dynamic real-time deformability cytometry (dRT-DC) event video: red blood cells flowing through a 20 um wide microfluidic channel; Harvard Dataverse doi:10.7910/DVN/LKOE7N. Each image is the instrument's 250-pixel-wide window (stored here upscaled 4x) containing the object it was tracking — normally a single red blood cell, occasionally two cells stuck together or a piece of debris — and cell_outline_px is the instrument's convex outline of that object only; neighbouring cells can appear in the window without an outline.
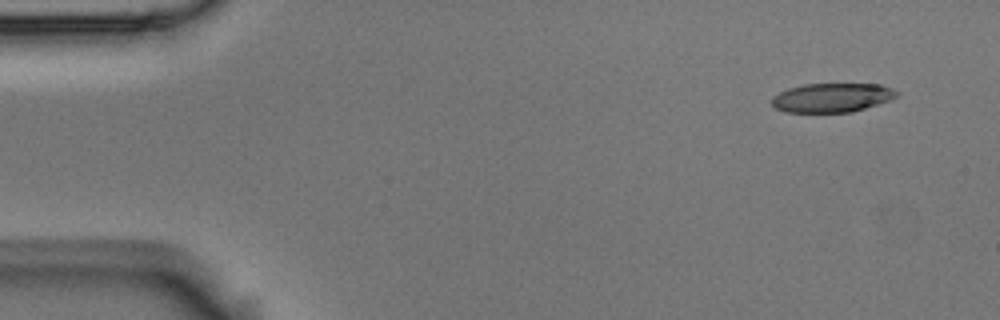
{"species": "Egyptian fruit bat (a non-hibernating species)", "species_latin": "Rousettus aegyptiacus", "temperature_condition": "room temperature", "stored_images_in_passage": 9, "camera_frame_rate_fps": 3000, "um_per_image_px": 0.085, "animal": {"sex": "male"}, "frame": {"image": 1, "passage_image": 1, "time_ms": 0.0, "image_size_px": [1000, 320], "cell_outline_px": [[900, 96], [852, 112], [784, 112], [776, 108], [772, 104], [772, 96], [788, 88], [804, 84], [880, 84], [892, 88], [900, 92]], "centroid_in_image_um": [70.73, 8.29], "position_along_channel_um": 14.3, "area_um2": 21.15}}
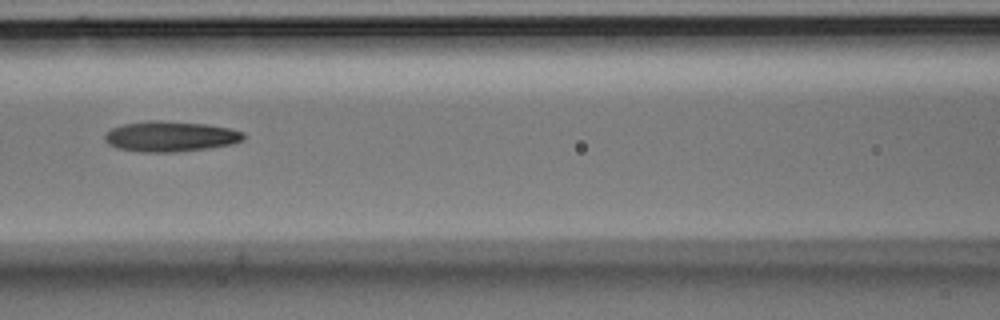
{"frame": {"image": 2, "passage_image": 6, "time_ms": 1.667, "image_size_px": [1000, 320], "cell_outline_px": [[244, 140], [232, 144], [208, 148], [176, 152], [144, 152], [120, 148], [108, 144], [104, 140], [104, 136], [112, 128], [124, 124], [148, 120], [160, 120], [208, 124], [228, 128], [244, 132]], "centroid_in_image_um": [14.5, 11.59], "position_along_channel_um": 152.1, "area_um2": 24.57}}
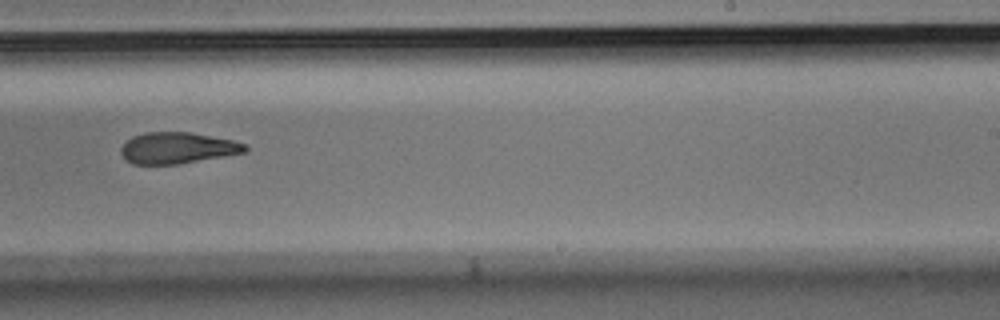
{"frame": {"image": 3, "passage_image": 9, "time_ms": 2.667, "image_size_px": [1000, 320], "cell_outline_px": [[248, 148], [244, 152], [180, 164], [132, 164], [120, 152], [120, 148], [132, 136], [148, 132], [188, 132], [232, 140], [244, 144]], "centroid_in_image_um": [15.05, 12.58], "position_along_channel_um": 273.9, "area_um2": 22.25}}